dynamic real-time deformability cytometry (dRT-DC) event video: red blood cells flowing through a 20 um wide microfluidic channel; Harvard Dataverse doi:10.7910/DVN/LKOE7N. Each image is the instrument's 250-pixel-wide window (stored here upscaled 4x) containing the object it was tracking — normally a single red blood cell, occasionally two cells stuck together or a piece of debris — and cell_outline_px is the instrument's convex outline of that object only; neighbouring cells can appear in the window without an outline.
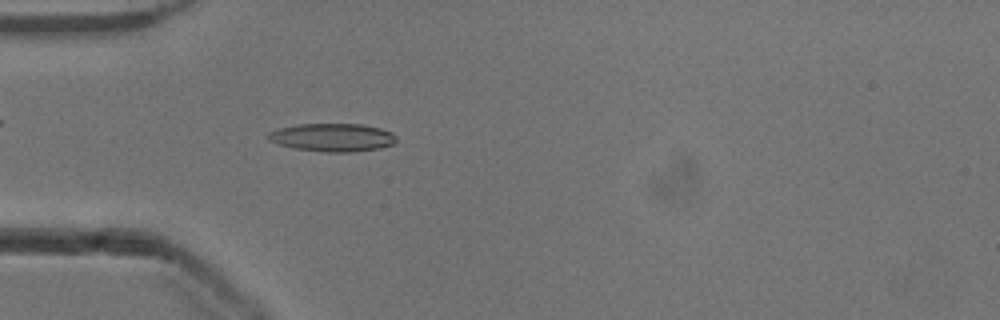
{"species": "common noctule bat (a hibernating species)", "species_latin": "Nyctalus noctula", "temperature_condition": "cold", "stored_images_in_passage": 48, "camera_frame_rate_fps": 3000, "um_per_image_px": 0.085, "animal": {"sex": "male", "body_mass_g": 13.3}, "frame": {"image": 1, "passage_image": 11, "time_ms": 3.333, "image_size_px": [1000, 320], "cell_outline_px": [[396, 140], [392, 144], [380, 148], [352, 152], [324, 152], [292, 148], [268, 140], [268, 132], [280, 128], [296, 124], [360, 124], [380, 128], [392, 132], [396, 136]], "centroid_in_image_um": [28.26, 11.68], "position_along_channel_um": 56.7, "area_um2": 20.98}}
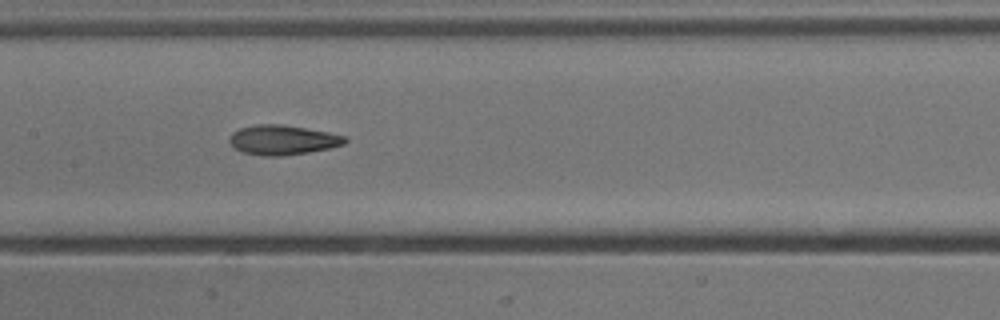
{"frame": {"image": 2, "passage_image": 21, "time_ms": 6.667, "image_size_px": [1000, 320], "cell_outline_px": [[348, 140], [344, 144], [328, 148], [308, 152], [280, 156], [264, 156], [240, 152], [232, 148], [228, 140], [232, 132], [240, 128], [256, 124], [280, 124], [328, 132], [344, 136]], "centroid_in_image_um": [23.96, 11.9], "position_along_channel_um": 183.4, "area_um2": 20.0}}
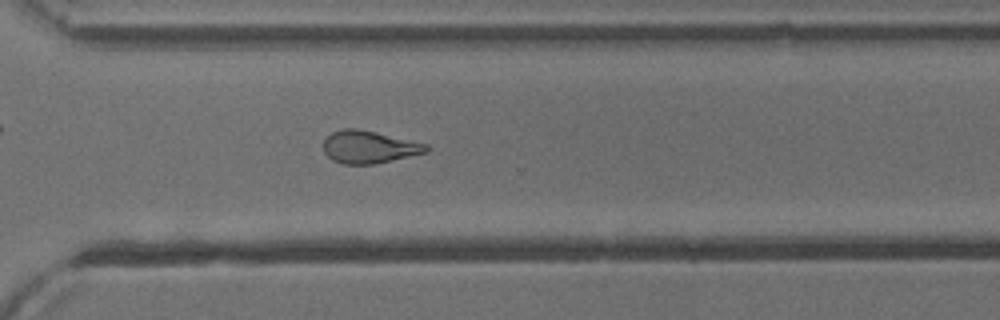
{"frame": {"image": 3, "passage_image": 33, "time_ms": 10.667, "image_size_px": [1000, 320], "cell_outline_px": [[432, 148], [428, 152], [392, 160], [372, 164], [344, 164], [332, 160], [324, 152], [324, 140], [332, 132], [344, 128], [356, 128], [376, 132], [428, 144]], "centroid_in_image_um": [31.39, 12.49], "position_along_channel_um": 339.2, "area_um2": 19.48}, "authors_computed_cell_mechanics": {"area_um2": 19.9988, "velocity_mm_per_s": 3.9117, "shape_relaxation_time_tau1_ms": null, "shape_relaxation_time_tau2_ms": 3.4658, "deformation_change_tau1": null, "deformation_change_tau2": 0.1201}}